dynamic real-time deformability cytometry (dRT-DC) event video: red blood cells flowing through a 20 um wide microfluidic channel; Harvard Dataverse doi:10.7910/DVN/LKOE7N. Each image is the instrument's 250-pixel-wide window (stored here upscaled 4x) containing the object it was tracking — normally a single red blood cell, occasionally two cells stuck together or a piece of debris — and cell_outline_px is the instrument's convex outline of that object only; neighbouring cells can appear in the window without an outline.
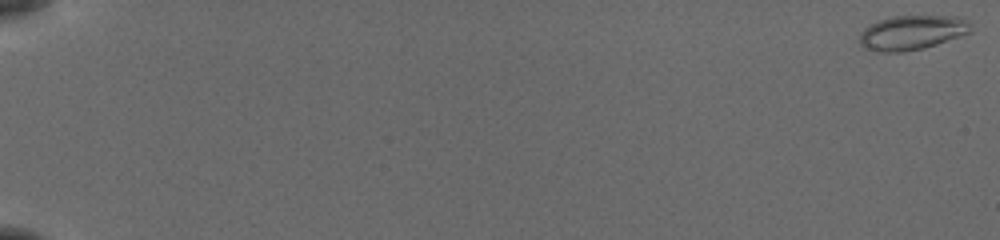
{"species": "common noctule bat (a hibernating species)", "species_latin": "Nyctalus noctula", "temperature_condition": "cold", "stored_images_in_passage": 56, "camera_frame_rate_fps": 3000, "um_per_image_px": 0.085, "animal": {"sex": "female", "body_mass_g": 19.5, "forearm_length_mm": 54.1}, "frame": {"image": 1, "passage_image": 1, "time_ms": 0.0, "image_size_px": [1000, 240], "cell_outline_px": [[972, 32], [924, 48], [904, 52], [872, 52], [864, 48], [856, 40], [860, 32], [868, 24], [892, 16], [964, 16], [972, 24]], "centroid_in_image_um": [77.49, 2.77], "position_along_channel_um": 7.5, "area_um2": 22.95}}
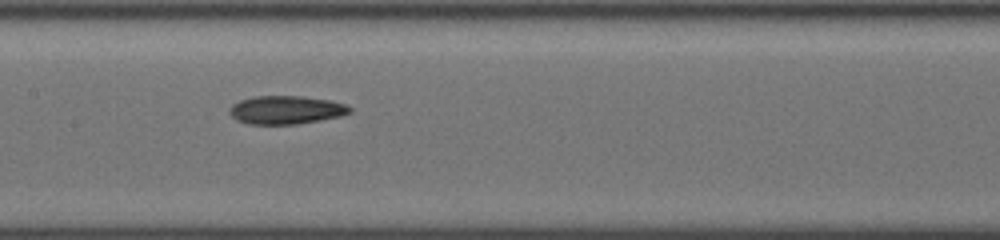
{"frame": {"image": 2, "passage_image": 31, "time_ms": 10.0, "image_size_px": [1000, 240], "cell_outline_px": [[352, 112], [340, 116], [296, 124], [248, 124], [236, 120], [228, 112], [228, 108], [232, 104], [240, 100], [252, 96], [304, 96], [332, 100], [348, 104], [352, 108]], "centroid_in_image_um": [24.31, 9.33], "position_along_channel_um": 183.1, "area_um2": 20.11}}
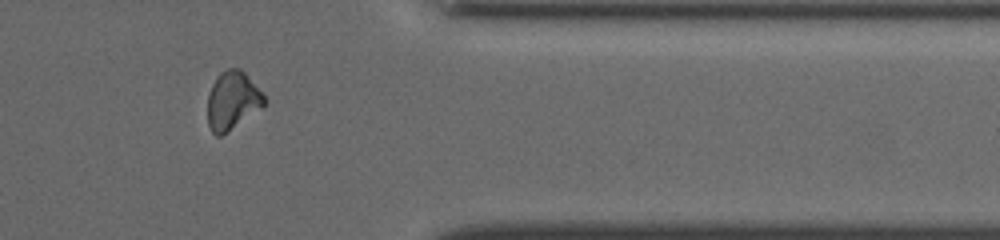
{"frame": {"image": 3, "passage_image": 48, "time_ms": 15.667, "image_size_px": [1000, 240], "cell_outline_px": [[268, 100], [260, 108], [220, 136], [216, 136], [212, 132], [208, 124], [208, 92], [216, 76], [220, 72], [228, 68], [240, 68], [244, 72]], "centroid_in_image_um": [19.73, 8.51], "position_along_channel_um": 391.7, "area_um2": 18.9}, "authors_computed_cell_mechanics": {"area_um2": 19.6809, "velocity_mm_per_s": 3.856, "shape_relaxation_time_tau1_ms": null, "shape_relaxation_time_tau2_ms": 4.1224, "deformation_change_tau1": null, "deformation_change_tau2": 0.1048}}